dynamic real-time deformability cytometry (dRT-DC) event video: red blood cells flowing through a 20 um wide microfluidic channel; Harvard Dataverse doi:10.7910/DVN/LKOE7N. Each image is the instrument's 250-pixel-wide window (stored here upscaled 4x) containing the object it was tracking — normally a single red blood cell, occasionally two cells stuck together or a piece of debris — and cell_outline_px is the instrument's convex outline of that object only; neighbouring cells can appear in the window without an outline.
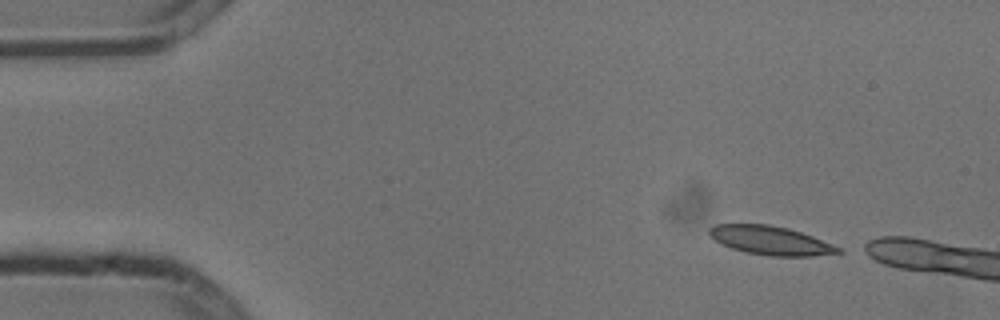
{"species": "common noctule bat (a hibernating species)", "species_latin": "Nyctalus noctula", "temperature_condition": "cold", "stored_images_in_passage": 4, "camera_frame_rate_fps": 3000, "um_per_image_px": 0.085, "animal": {"sex": "male", "body_mass_g": 13.3}, "frame": {"image": 1, "passage_image": 1, "time_ms": 0.0, "image_size_px": [1000, 320], "cell_outline_px": [[844, 252], [812, 256], [772, 256], [744, 252], [732, 248], [708, 236], [708, 228], [716, 224], [768, 224], [788, 228], [812, 236], [844, 248]], "centroid_in_image_um": [65.52, 20.44], "position_along_channel_um": 19.5, "area_um2": 21.68}}
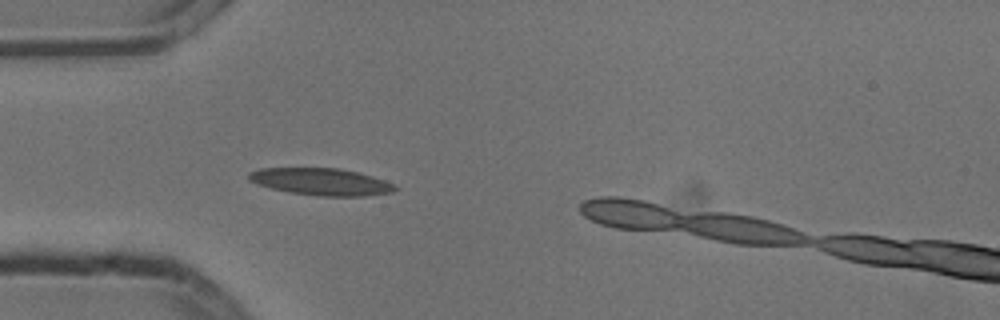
{"frame": {"image": 2, "passage_image": 3, "time_ms": 0.667, "image_size_px": [1000, 320], "cell_outline_px": [[396, 188], [392, 192], [364, 196], [316, 196], [288, 192], [256, 184], [248, 180], [248, 172], [260, 168], [336, 168], [356, 172], [372, 176], [396, 184]], "centroid_in_image_um": [27.26, 15.45], "position_along_channel_um": 57.7, "area_um2": 23.06}}